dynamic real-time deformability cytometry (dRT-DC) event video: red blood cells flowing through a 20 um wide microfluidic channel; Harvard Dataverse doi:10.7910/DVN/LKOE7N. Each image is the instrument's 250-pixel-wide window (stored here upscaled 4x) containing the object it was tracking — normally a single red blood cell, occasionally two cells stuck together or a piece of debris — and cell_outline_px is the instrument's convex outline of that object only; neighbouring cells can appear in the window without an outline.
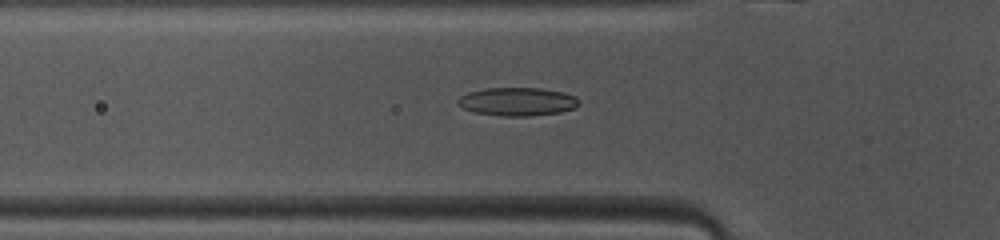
{"species": "common noctule bat (a hibernating species)", "species_latin": "Nyctalus noctula", "temperature_condition": "warm", "stored_images_in_passage": 47, "camera_frame_rate_fps": 3000, "um_per_image_px": 0.085, "animal": {"sex": "female", "body_mass_g": 10.0, "forearm_length_mm": 53.1}, "frame": {"image": 1, "passage_image": 14, "time_ms": 4.333, "image_size_px": [1000, 240], "cell_outline_px": [[580, 104], [576, 108], [560, 112], [528, 116], [500, 116], [476, 112], [464, 108], [456, 104], [456, 100], [460, 96], [468, 92], [488, 88], [540, 88], [564, 92], [576, 96], [580, 100]], "centroid_in_image_um": [44.01, 8.63], "position_along_channel_um": 81.8, "area_um2": 20.11}}
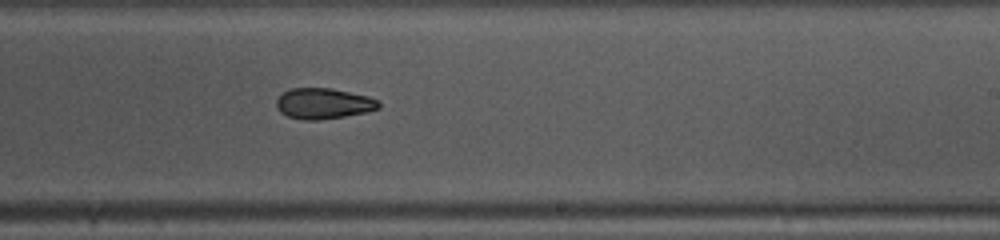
{"frame": {"image": 2, "passage_image": 27, "time_ms": 8.667, "image_size_px": [1000, 240], "cell_outline_px": [[380, 108], [364, 112], [344, 116], [316, 120], [304, 120], [288, 116], [280, 112], [276, 108], [276, 100], [288, 88], [332, 88], [368, 96], [380, 100]], "centroid_in_image_um": [27.49, 8.79], "position_along_channel_um": 261.5, "area_um2": 18.32}}
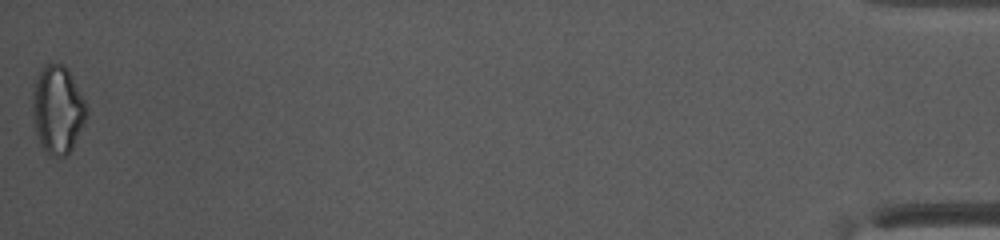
{"frame": {"image": 3, "passage_image": 47, "time_ms": 15.333, "image_size_px": [1000, 240], "cell_outline_px": [[88, 112], [84, 124], [72, 148], [64, 156], [56, 156], [48, 152], [40, 144], [36, 132], [32, 112], [32, 88], [44, 64], [64, 64], [68, 68], [88, 108]], "centroid_in_image_um": [4.9, 9.29], "position_along_channel_um": 430.3, "area_um2": 27.51}, "authors_computed_cell_mechanics": {"area_um2": 19.363, "velocity_mm_per_s": 4.1233, "shape_relaxation_time_tau1_ms": 8.7433, "shape_relaxation_time_tau2_ms": 3.6205, "deformation_change_tau1": 0.1917, "deformation_change_tau2": 0.0896}}